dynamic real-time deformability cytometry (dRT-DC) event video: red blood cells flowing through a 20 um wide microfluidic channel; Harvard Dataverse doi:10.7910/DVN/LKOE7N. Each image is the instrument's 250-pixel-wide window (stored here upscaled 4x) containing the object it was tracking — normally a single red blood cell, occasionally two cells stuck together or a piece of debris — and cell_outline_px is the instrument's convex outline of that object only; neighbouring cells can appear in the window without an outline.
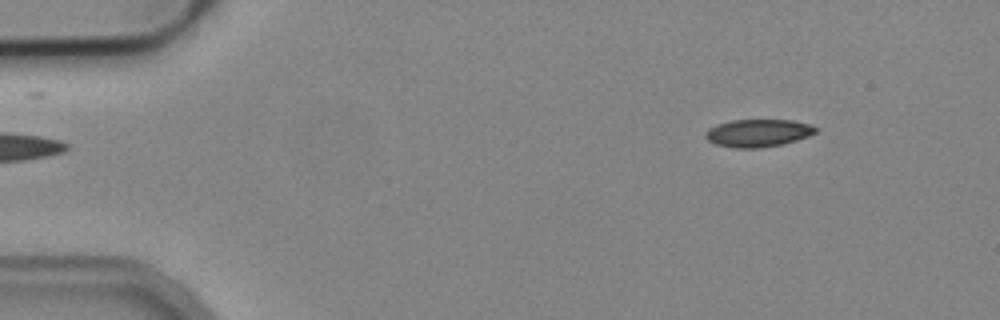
{"species": "common noctule bat (a hibernating species)", "species_latin": "Nyctalus noctula", "temperature_condition": "cold", "stored_images_in_passage": 48, "camera_frame_rate_fps": 3000, "um_per_image_px": 0.085, "animal": {"sex": "male", "body_mass_g": 19.2, "forearm_length_mm": 51.8}, "frame": {"image": 1, "passage_image": 1, "time_ms": 0.0, "image_size_px": [1000, 320], "cell_outline_px": [[816, 132], [808, 136], [784, 144], [760, 148], [736, 148], [716, 144], [708, 140], [704, 136], [704, 132], [708, 128], [716, 124], [732, 120], [792, 120], [808, 124], [816, 128]], "centroid_in_image_um": [64.39, 11.31], "position_along_channel_um": 20.6, "area_um2": 17.74}}
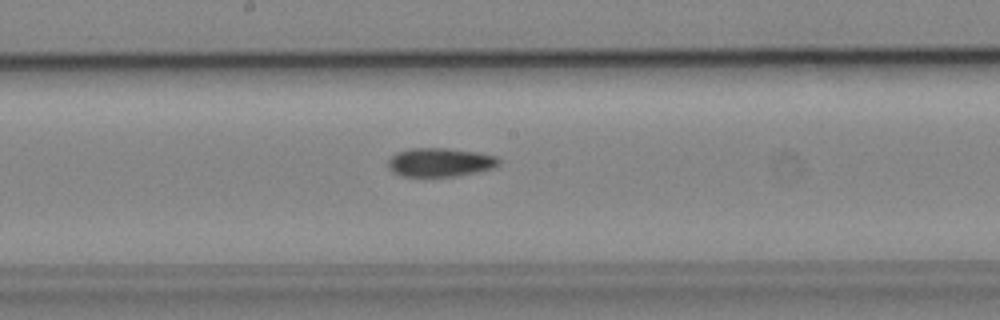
{"frame": {"image": 2, "passage_image": 23, "time_ms": 7.333, "image_size_px": [1000, 320], "cell_outline_px": [[500, 164], [492, 168], [476, 172], [456, 176], [404, 176], [392, 172], [388, 168], [388, 160], [396, 152], [412, 148], [448, 148], [480, 152], [496, 156], [500, 160]], "centroid_in_image_um": [37.41, 13.78], "position_along_channel_um": 210.8, "area_um2": 18.61}}
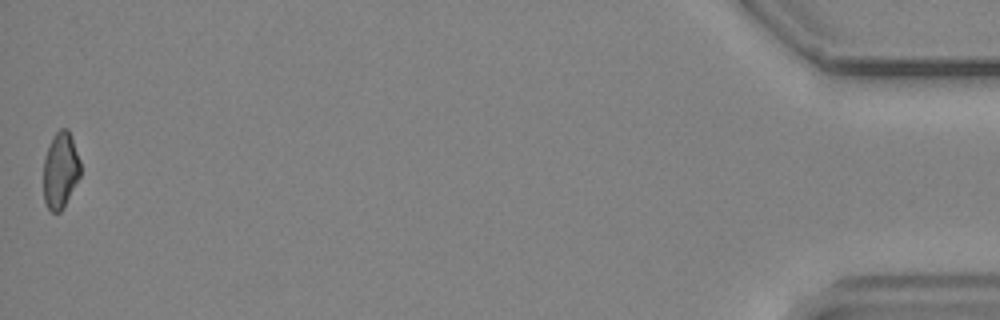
{"frame": {"image": 3, "passage_image": 48, "time_ms": 15.667, "image_size_px": [1000, 320], "cell_outline_px": [[80, 176], [60, 212], [52, 212], [48, 208], [44, 200], [44, 156], [52, 136], [60, 128], [68, 128], [72, 136], [80, 160]], "centroid_in_image_um": [5.14, 14.42], "position_along_channel_um": 430.1, "area_um2": 16.42}}